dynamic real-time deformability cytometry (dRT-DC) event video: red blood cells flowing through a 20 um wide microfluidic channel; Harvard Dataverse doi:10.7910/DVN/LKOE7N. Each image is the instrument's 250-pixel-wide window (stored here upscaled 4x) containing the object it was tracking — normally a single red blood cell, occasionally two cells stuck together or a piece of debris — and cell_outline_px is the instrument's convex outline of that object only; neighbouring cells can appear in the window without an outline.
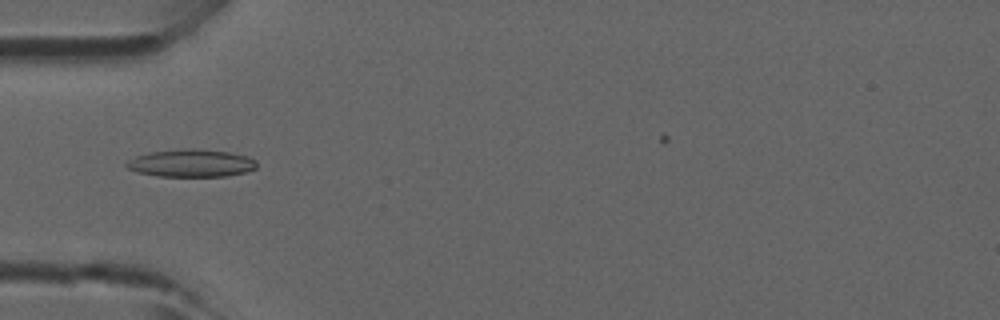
{"species": "common noctule bat (a hibernating species)", "species_latin": "Nyctalus noctula", "temperature_condition": "room temperature", "stored_images_in_passage": 31, "camera_frame_rate_fps": 3000, "um_per_image_px": 0.085, "animal": {"sex": "male", "forearm_length_mm": 52.5}, "frame": {"image": 1, "passage_image": 4, "time_ms": 1.0, "image_size_px": [1000, 320], "cell_outline_px": [[256, 168], [244, 172], [228, 176], [156, 176], [136, 172], [128, 168], [124, 164], [128, 160], [136, 156], [148, 152], [188, 148], [196, 148], [228, 152], [248, 156], [256, 160]], "centroid_in_image_um": [16.23, 13.86], "position_along_channel_um": 68.8, "area_um2": 21.04}}
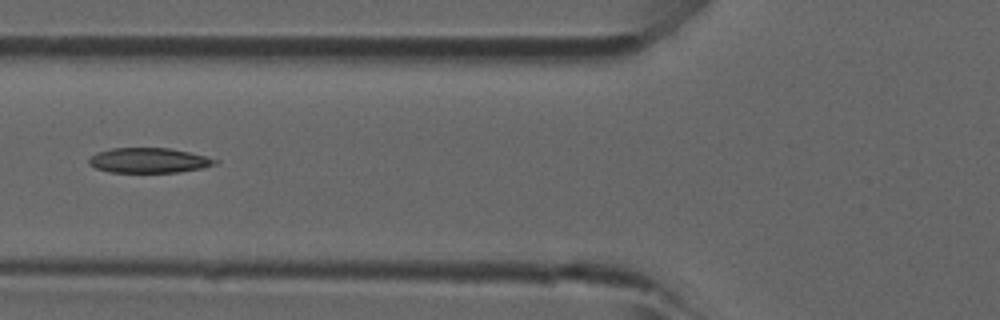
{"frame": {"image": 2, "passage_image": 7, "time_ms": 2.0, "image_size_px": [1000, 320], "cell_outline_px": [[220, 160], [216, 164], [204, 168], [180, 172], [108, 172], [96, 168], [88, 164], [88, 160], [96, 152], [112, 148], [168, 148], [188, 152]], "centroid_in_image_um": [12.65, 13.64], "position_along_channel_um": 113.2, "area_um2": 18.38}}
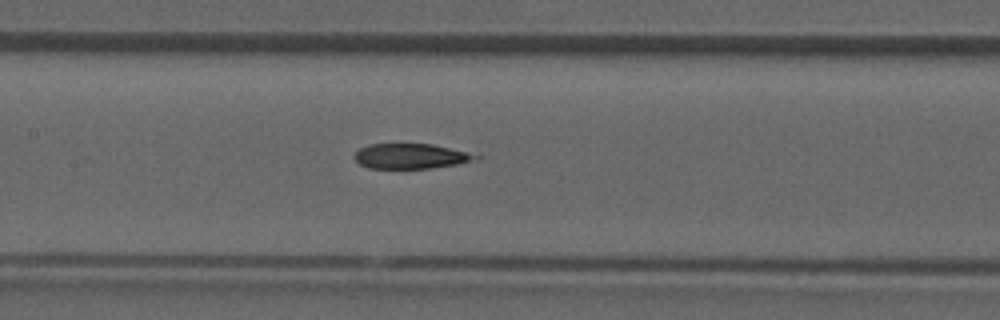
{"frame": {"image": 3, "passage_image": 11, "time_ms": 3.333, "image_size_px": [1000, 320], "cell_outline_px": [[480, 160], [460, 164], [428, 168], [368, 168], [360, 164], [356, 160], [356, 152], [360, 148], [368, 144], [432, 144], [480, 152]], "centroid_in_image_um": [35.11, 13.26], "position_along_channel_um": 172.3, "area_um2": 18.21}}